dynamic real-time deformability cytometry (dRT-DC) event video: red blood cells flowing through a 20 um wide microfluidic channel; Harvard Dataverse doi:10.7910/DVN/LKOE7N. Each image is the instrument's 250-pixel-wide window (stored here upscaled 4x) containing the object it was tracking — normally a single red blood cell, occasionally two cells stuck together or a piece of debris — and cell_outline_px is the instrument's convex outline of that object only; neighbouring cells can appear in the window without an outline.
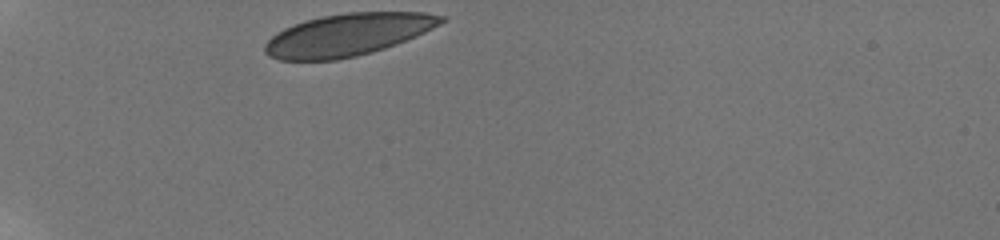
{"species": "human", "species_latin": "Homo sapiens", "temperature_condition": "room temperature", "stored_images_in_passage": 33, "camera_frame_rate_fps": 3000, "um_per_image_px": 0.085, "donor": {"sex": "male"}, "frame": {"image": 1, "passage_image": 1, "time_ms": 0.0, "image_size_px": [1000, 240], "cell_outline_px": [[448, 20], [416, 36], [396, 44], [372, 52], [356, 56], [336, 60], [280, 60], [268, 56], [264, 52], [264, 44], [276, 32], [292, 24], [304, 20], [320, 16], [344, 12], [424, 12], [448, 16]], "centroid_in_image_um": [29.56, 2.94], "position_along_channel_um": 55.4, "area_um2": 43.75}}
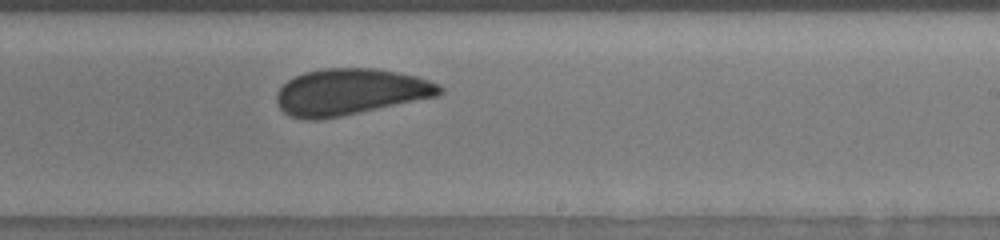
{"frame": {"image": 2, "passage_image": 20, "time_ms": 6.333, "image_size_px": [1000, 240], "cell_outline_px": [[444, 92], [440, 96], [340, 116], [316, 120], [308, 120], [288, 116], [276, 104], [276, 92], [288, 80], [304, 72], [324, 68], [376, 68], [416, 76], [440, 84], [444, 88]], "centroid_in_image_um": [29.78, 7.81], "position_along_channel_um": 259.2, "area_um2": 44.22}}
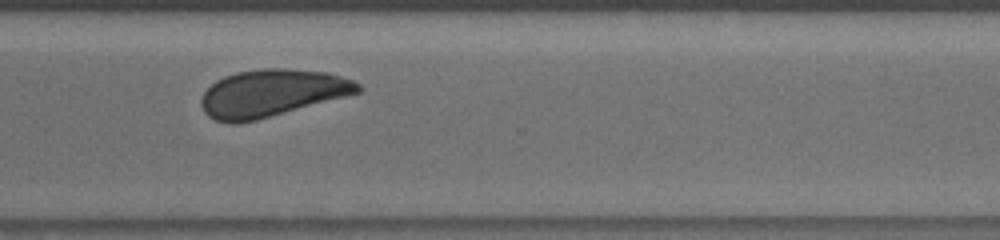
{"frame": {"image": 3, "passage_image": 27, "time_ms": 8.667, "image_size_px": [1000, 240], "cell_outline_px": [[360, 92], [256, 120], [232, 124], [216, 120], [208, 116], [204, 112], [200, 104], [200, 100], [204, 92], [216, 80], [224, 76], [236, 72], [264, 68], [288, 68], [328, 72], [352, 80], [360, 84]], "centroid_in_image_um": [23.06, 7.9], "position_along_channel_um": 347.5, "area_um2": 42.89}, "authors_computed_cell_mechanics": {"area_um2": 43.6968, "velocity_mm_per_s": 3.7704, "shape_relaxation_time_tau1_ms": 5.1122, "shape_relaxation_time_tau2_ms": null, "deformation_change_tau1": 0.1056, "deformation_change_tau2": null}}